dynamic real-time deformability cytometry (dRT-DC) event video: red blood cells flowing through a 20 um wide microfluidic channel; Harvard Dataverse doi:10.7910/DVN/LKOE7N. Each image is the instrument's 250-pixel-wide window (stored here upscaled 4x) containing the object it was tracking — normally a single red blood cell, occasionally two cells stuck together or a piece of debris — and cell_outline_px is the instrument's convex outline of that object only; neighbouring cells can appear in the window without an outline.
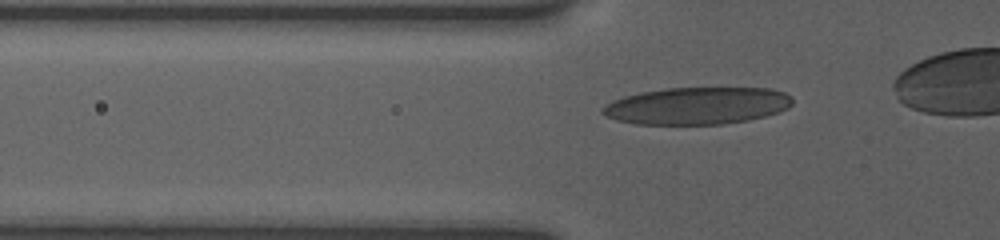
{"species": "human", "species_latin": "Homo sapiens", "temperature_condition": "room temperature", "stored_images_in_passage": 24, "camera_frame_rate_fps": 3000, "um_per_image_px": 0.085, "donor": {"sex": "female"}, "frame": {"image": 1, "passage_image": 6, "time_ms": 1.667, "image_size_px": [1000, 240], "cell_outline_px": [[792, 104], [788, 108], [780, 112], [748, 120], [720, 124], [636, 124], [616, 120], [600, 112], [600, 108], [604, 104], [612, 100], [624, 96], [640, 92], [664, 88], [772, 88], [784, 92], [792, 96]], "centroid_in_image_um": [59.24, 8.98], "position_along_channel_um": 66.6, "area_um2": 41.38}}
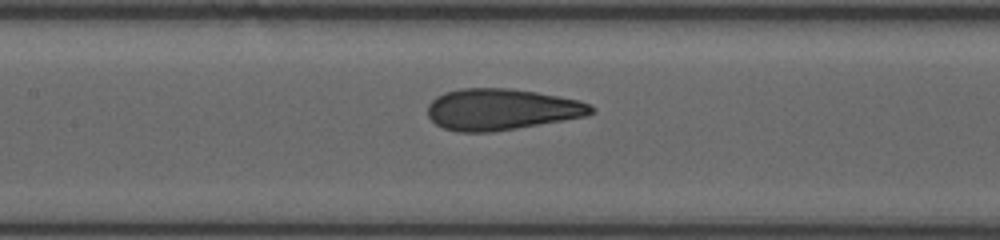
{"frame": {"image": 2, "passage_image": 14, "time_ms": 4.333, "image_size_px": [1000, 240], "cell_outline_px": [[596, 112], [588, 116], [492, 132], [456, 132], [444, 128], [436, 124], [428, 116], [428, 104], [436, 96], [444, 92], [460, 88], [512, 88], [536, 92], [580, 100], [592, 104], [596, 108]], "centroid_in_image_um": [42.65, 9.29], "position_along_channel_um": 164.7, "area_um2": 39.71}}
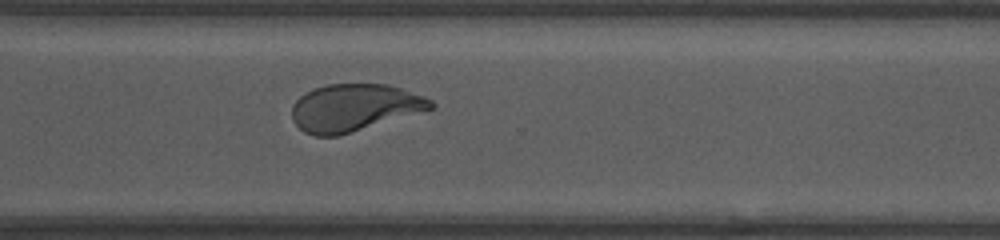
{"frame": {"image": 3, "passage_image": 23, "time_ms": 9.0, "image_size_px": [1000, 240], "cell_outline_px": [[436, 104], [432, 108], [336, 136], [316, 136], [304, 132], [292, 120], [292, 104], [304, 92], [312, 88], [328, 84], [388, 84], [424, 96], [432, 100]], "centroid_in_image_um": [30.05, 9.13], "position_along_channel_um": 340.5, "area_um2": 37.8}}